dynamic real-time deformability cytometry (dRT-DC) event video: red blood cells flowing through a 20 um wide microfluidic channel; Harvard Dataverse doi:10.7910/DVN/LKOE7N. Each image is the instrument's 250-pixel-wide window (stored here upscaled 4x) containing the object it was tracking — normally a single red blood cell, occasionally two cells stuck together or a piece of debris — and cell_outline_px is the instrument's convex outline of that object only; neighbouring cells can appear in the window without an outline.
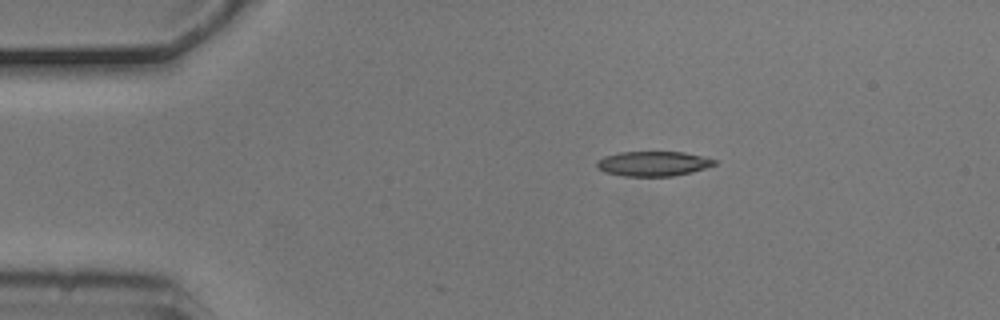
{"species": "common noctule bat (a hibernating species)", "species_latin": "Nyctalus noctula", "temperature_condition": "cold", "stored_images_in_passage": 9, "camera_frame_rate_fps": 3000, "um_per_image_px": 0.085, "animal": {"sex": "male", "body_mass_g": 20.5, "forearm_length_mm": 52.5}, "frame": {"image": 1, "passage_image": 1, "time_ms": 0.0, "image_size_px": [1000, 320], "cell_outline_px": [[716, 164], [692, 172], [672, 176], [624, 176], [604, 172], [596, 168], [596, 160], [604, 156], [620, 152], [684, 152], [716, 160]], "centroid_in_image_um": [55.46, 13.91], "position_along_channel_um": 29.5, "area_um2": 16.99}}
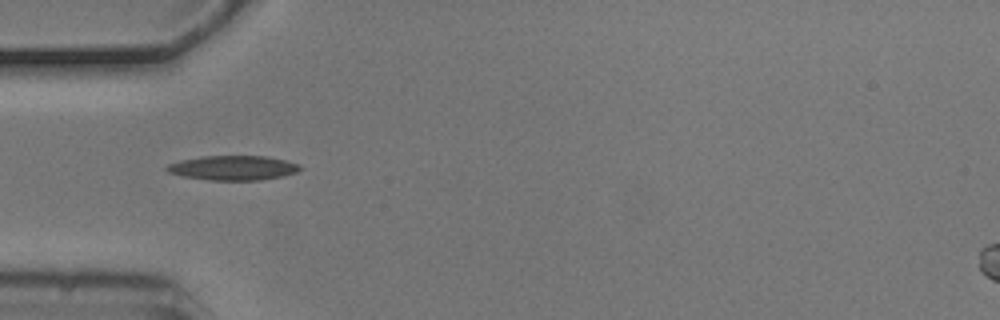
{"frame": {"image": 2, "passage_image": 3, "time_ms": 0.667, "image_size_px": [1000, 320], "cell_outline_px": [[304, 168], [296, 172], [284, 176], [260, 180], [212, 180], [184, 176], [168, 172], [164, 168], [168, 164], [180, 160], [200, 156], [268, 156], [300, 164]], "centroid_in_image_um": [19.84, 14.26], "position_along_channel_um": 65.2, "area_um2": 19.13}}